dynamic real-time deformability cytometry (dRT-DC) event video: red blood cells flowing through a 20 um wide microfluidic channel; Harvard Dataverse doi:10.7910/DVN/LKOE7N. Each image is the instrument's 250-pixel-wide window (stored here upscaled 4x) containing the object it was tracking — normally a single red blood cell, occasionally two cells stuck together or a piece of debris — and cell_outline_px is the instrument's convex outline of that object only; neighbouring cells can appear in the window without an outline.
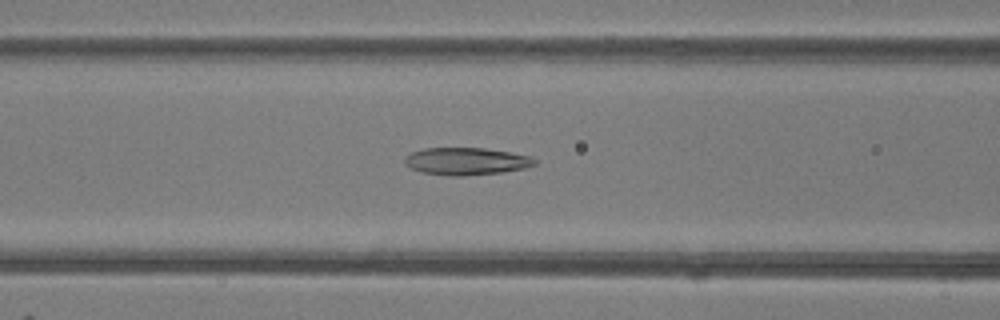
{"species": "common noctule bat (a hibernating species)", "species_latin": "Nyctalus noctula", "temperature_condition": "room temperature", "stored_images_in_passage": 48, "camera_frame_rate_fps": 3000, "um_per_image_px": 0.085, "animal": {"sex": "female"}, "frame": {"image": 1, "passage_image": 19, "time_ms": 6.0, "image_size_px": [1000, 320], "cell_outline_px": [[536, 164], [524, 168], [504, 172], [464, 176], [452, 176], [420, 172], [404, 164], [404, 156], [412, 152], [424, 148], [484, 148], [532, 156], [536, 160]], "centroid_in_image_um": [39.62, 13.71], "position_along_channel_um": 127.0, "area_um2": 20.81}}
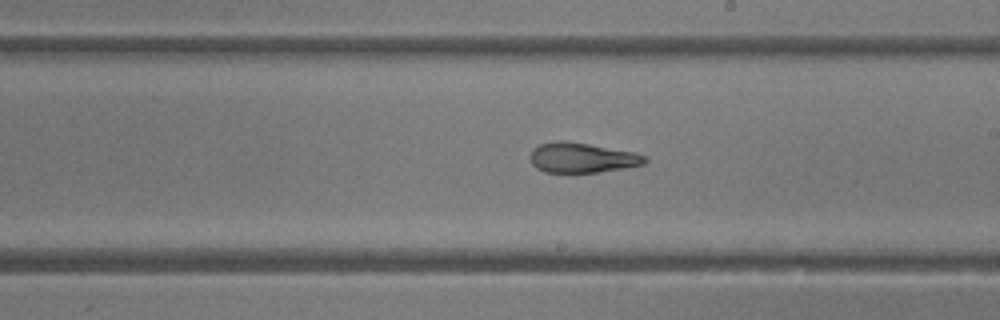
{"frame": {"image": 2, "passage_image": 27, "time_ms": 8.667, "image_size_px": [1000, 320], "cell_outline_px": [[648, 160], [644, 164], [624, 168], [596, 172], [544, 172], [536, 168], [532, 164], [532, 148], [540, 144], [556, 140], [564, 140], [636, 152], [648, 156]], "centroid_in_image_um": [49.5, 13.4], "position_along_channel_um": 239.5, "area_um2": 20.06}}
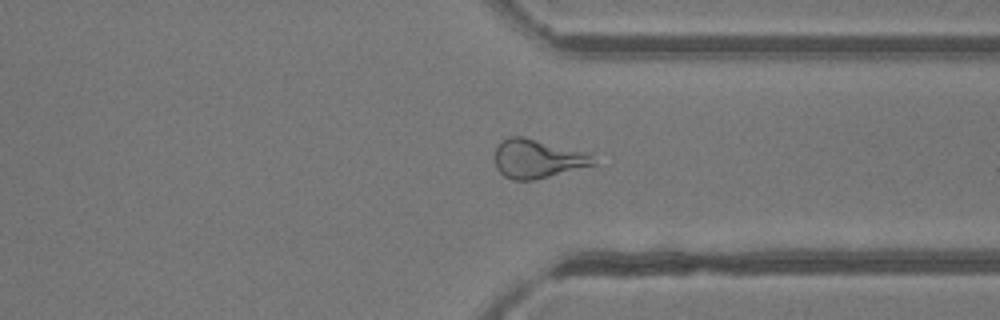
{"frame": {"image": 3, "passage_image": 36, "time_ms": 11.667, "image_size_px": [1000, 320], "cell_outline_px": [[596, 164], [532, 180], [512, 180], [504, 176], [496, 168], [496, 148], [508, 136], [524, 136], [588, 152]], "centroid_in_image_um": [45.67, 13.48], "position_along_channel_um": 365.7, "area_um2": 22.02}, "authors_computed_cell_mechanics": {"area_um2": 22.9177, "velocity_mm_per_s": 4.2263, "shape_relaxation_time_tau1_ms": null, "shape_relaxation_time_tau2_ms": 1.7494, "deformation_change_tau1": null, "deformation_change_tau2": 0.1076}}